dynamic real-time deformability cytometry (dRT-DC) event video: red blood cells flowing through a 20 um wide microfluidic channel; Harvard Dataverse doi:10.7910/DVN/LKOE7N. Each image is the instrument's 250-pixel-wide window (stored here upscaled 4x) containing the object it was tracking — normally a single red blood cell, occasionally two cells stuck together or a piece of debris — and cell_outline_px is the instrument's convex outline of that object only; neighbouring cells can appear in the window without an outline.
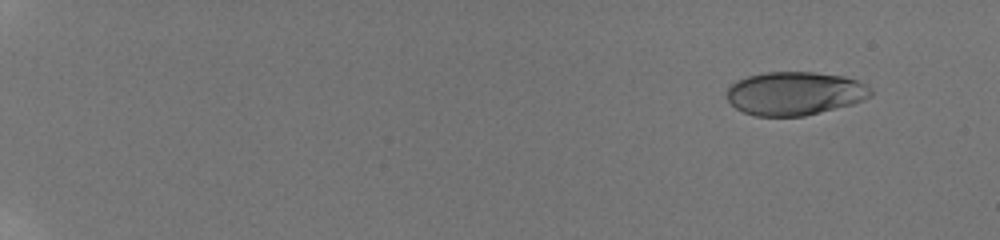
{"species": "human", "species_latin": "Homo sapiens", "temperature_condition": "room temperature", "stored_images_in_passage": 59, "camera_frame_rate_fps": 3000, "um_per_image_px": 0.085, "donor": {"sex": "male"}, "frame": {"image": 1, "passage_image": 3, "time_ms": 1.333, "image_size_px": [1000, 240], "cell_outline_px": [[872, 96], [852, 104], [804, 116], [756, 116], [744, 112], [736, 108], [728, 100], [728, 88], [736, 80], [748, 76], [764, 72], [816, 72], [844, 76], [856, 80], [872, 88]], "centroid_in_image_um": [67.57, 7.93], "position_along_channel_um": 17.4, "area_um2": 36.41}}
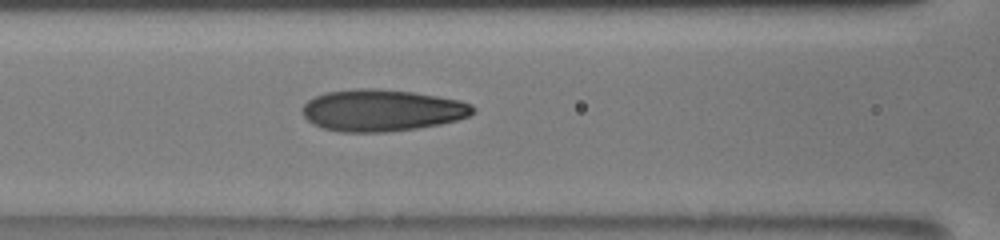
{"frame": {"image": 2, "passage_image": 28, "time_ms": 9.333, "image_size_px": [1000, 240], "cell_outline_px": [[476, 112], [468, 116], [456, 120], [440, 124], [416, 128], [388, 132], [340, 132], [324, 128], [312, 124], [304, 116], [300, 108], [308, 100], [324, 92], [356, 88], [372, 88], [412, 92], [460, 100], [472, 104], [476, 108]], "centroid_in_image_um": [32.45, 9.38], "position_along_channel_um": 134.2, "area_um2": 41.67}}
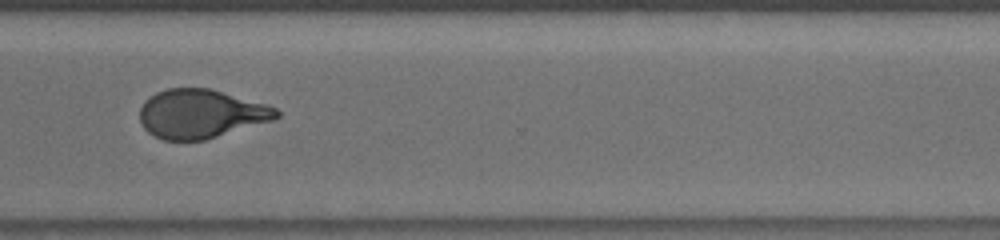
{"frame": {"image": 3, "passage_image": 44, "time_ms": 15.0, "image_size_px": [1000, 240], "cell_outline_px": [[280, 116], [272, 120], [204, 140], [164, 140], [148, 132], [144, 128], [140, 120], [140, 108], [156, 92], [168, 88], [208, 88], [268, 104], [276, 108], [280, 112]], "centroid_in_image_um": [17.09, 9.67], "position_along_channel_um": 353.5, "area_um2": 38.49}, "authors_computed_cell_mechanics": {"area_um2": 39.0728, "velocity_mm_per_s": 3.8891, "shape_relaxation_time_tau1_ms": 6.2108, "shape_relaxation_time_tau2_ms": 0.9529, "deformation_change_tau1": 0.2187, "deformation_change_tau2": 0.074}}